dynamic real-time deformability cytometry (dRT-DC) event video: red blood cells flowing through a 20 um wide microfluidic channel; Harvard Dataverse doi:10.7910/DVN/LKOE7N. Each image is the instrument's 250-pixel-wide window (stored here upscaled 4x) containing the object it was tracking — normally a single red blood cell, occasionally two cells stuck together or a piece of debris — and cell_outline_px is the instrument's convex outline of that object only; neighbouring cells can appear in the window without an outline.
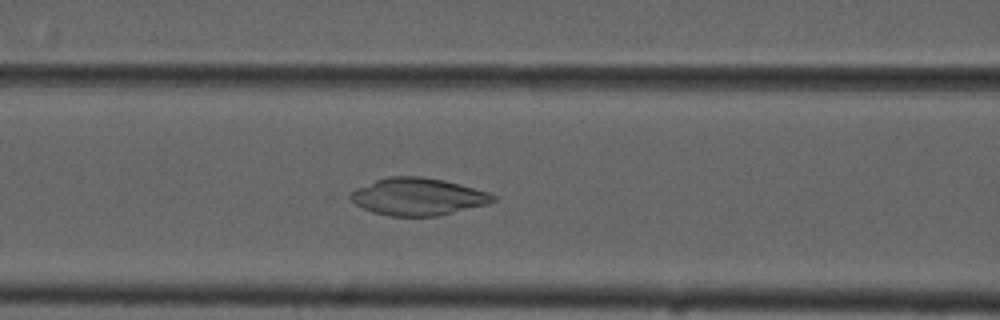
{"species": "common noctule bat (a hibernating species)", "species_latin": "Nyctalus noctula", "temperature_condition": "cold", "stored_images_in_passage": 43, "camera_frame_rate_fps": 3000, "um_per_image_px": 0.085, "animal": {"sex": "male", "forearm_length_mm": 52.5}, "frame": {"image": 1, "passage_image": 14, "time_ms": 4.333, "image_size_px": [1000, 320], "cell_outline_px": [[496, 200], [488, 204], [436, 216], [388, 216], [372, 212], [356, 204], [344, 196], [356, 188], [376, 180], [388, 176], [420, 176], [444, 180], [460, 184], [488, 192], [496, 196]], "centroid_in_image_um": [35.48, 16.71], "position_along_channel_um": 131.1, "area_um2": 31.1}}
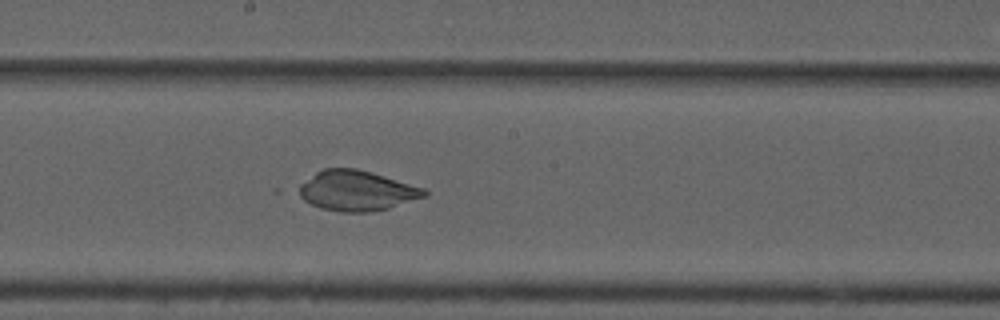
{"frame": {"image": 2, "passage_image": 21, "time_ms": 6.667, "image_size_px": [1000, 320], "cell_outline_px": [[428, 196], [388, 208], [372, 212], [340, 212], [320, 208], [304, 200], [292, 192], [300, 184], [316, 172], [324, 168], [356, 168], [424, 188], [428, 192]], "centroid_in_image_um": [30.26, 16.22], "position_along_channel_um": 217.9, "area_um2": 29.54}}
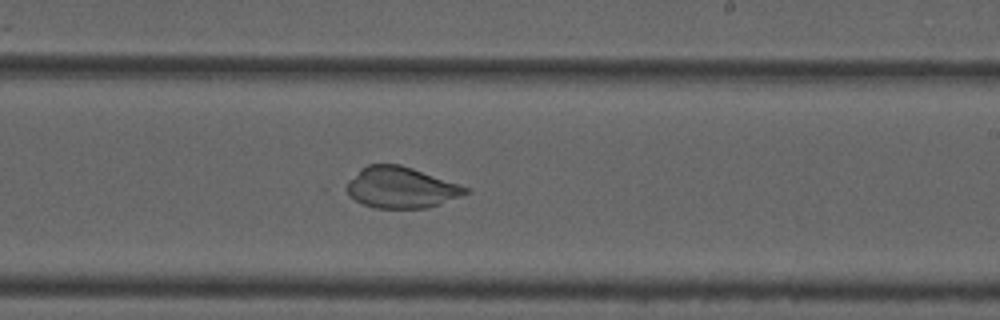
{"frame": {"image": 3, "passage_image": 24, "time_ms": 7.667, "image_size_px": [1000, 320], "cell_outline_px": [[472, 192], [440, 204], [428, 208], [376, 208], [364, 204], [356, 200], [348, 192], [348, 180], [360, 168], [368, 164], [400, 164], [412, 168], [468, 188]], "centroid_in_image_um": [34.09, 15.94], "position_along_channel_um": 254.9, "area_um2": 28.15}, "authors_computed_cell_mechanics": {"area_um2": 29.6514, "velocity_mm_per_s": 3.731, "shape_relaxation_time_tau1_ms": null, "shape_relaxation_time_tau2_ms": 2.4626, "deformation_change_tau1": null, "deformation_change_tau2": 0.0442}}